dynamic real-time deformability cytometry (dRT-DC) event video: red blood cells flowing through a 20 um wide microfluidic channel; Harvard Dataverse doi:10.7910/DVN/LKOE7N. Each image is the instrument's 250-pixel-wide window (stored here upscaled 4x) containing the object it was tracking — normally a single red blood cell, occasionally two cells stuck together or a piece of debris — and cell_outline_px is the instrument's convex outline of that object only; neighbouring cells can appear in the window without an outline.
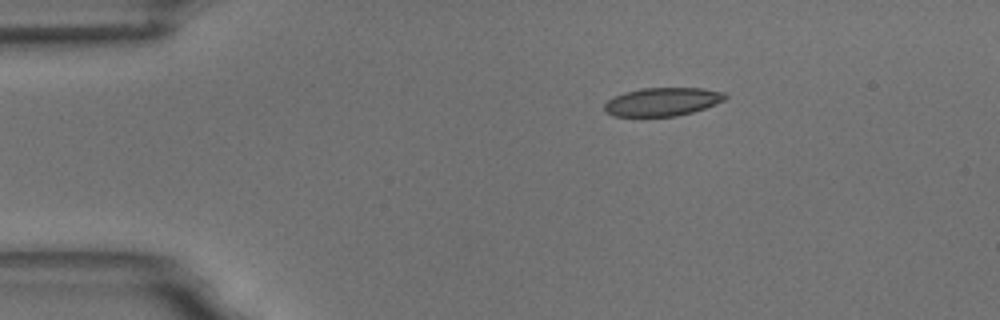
{"species": "common noctule bat (a hibernating species)", "species_latin": "Nyctalus noctula", "temperature_condition": "room temperature", "stored_images_in_passage": 47, "camera_frame_rate_fps": 3000, "um_per_image_px": 0.085, "animal": {"sex": "male", "body_mass_g": 18.8}, "frame": {"image": 1, "passage_image": 1, "time_ms": 0.0, "image_size_px": [1000, 320], "cell_outline_px": [[728, 96], [724, 100], [716, 104], [692, 112], [676, 116], [616, 116], [604, 112], [604, 104], [608, 100], [624, 92], [640, 88], [704, 88], [724, 92]], "centroid_in_image_um": [56.31, 8.64], "position_along_channel_um": 28.7, "area_um2": 19.94}}
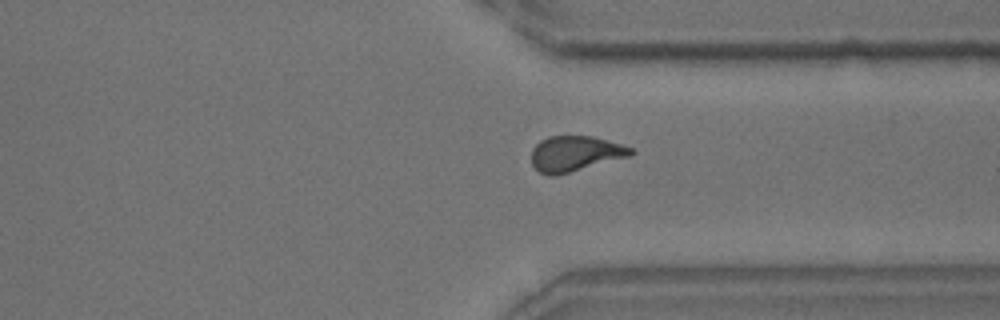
{"frame": {"image": 2, "passage_image": 33, "time_ms": 10.667, "image_size_px": [1000, 320], "cell_outline_px": [[636, 152], [632, 156], [556, 176], [548, 176], [540, 172], [532, 164], [532, 148], [540, 140], [548, 136], [592, 136], [620, 144], [632, 148]], "centroid_in_image_um": [48.9, 13.07], "position_along_channel_um": 362.5, "area_um2": 20.69}}
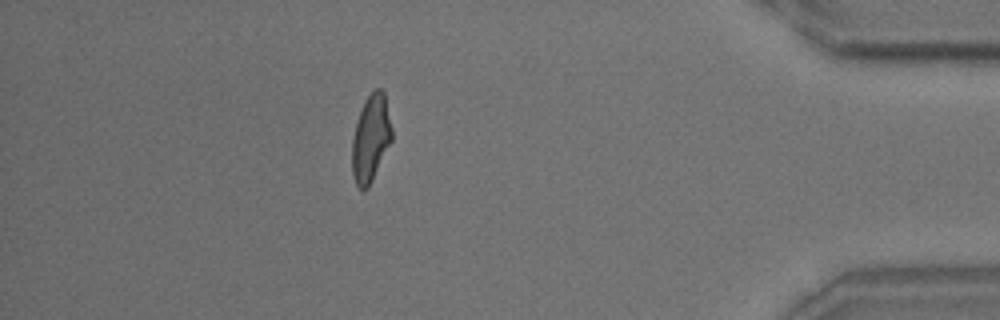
{"frame": {"image": 3, "passage_image": 40, "time_ms": 13.0, "image_size_px": [1000, 320], "cell_outline_px": [[392, 140], [368, 188], [360, 188], [356, 184], [352, 176], [352, 140], [356, 124], [364, 100], [376, 88], [380, 88], [384, 92], [392, 128]], "centroid_in_image_um": [31.52, 11.75], "position_along_channel_um": 403.7, "area_um2": 19.94}, "authors_computed_cell_mechanics": {"area_um2": 20.4034, "velocity_mm_per_s": 3.6488, "shape_relaxation_time_tau1_ms": 9.0081, "shape_relaxation_time_tau2_ms": 1.5338, "deformation_change_tau1": 0.2098, "deformation_change_tau2": 0.0723}}